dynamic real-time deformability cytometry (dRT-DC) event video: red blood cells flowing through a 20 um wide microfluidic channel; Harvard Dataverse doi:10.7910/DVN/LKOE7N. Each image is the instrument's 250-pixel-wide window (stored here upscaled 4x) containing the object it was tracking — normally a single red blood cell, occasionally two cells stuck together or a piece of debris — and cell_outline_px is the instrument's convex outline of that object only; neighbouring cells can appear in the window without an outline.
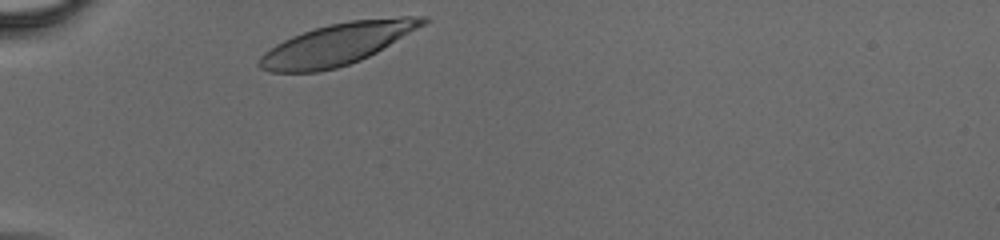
{"species": "human", "species_latin": "Homo sapiens", "temperature_condition": "cold", "stored_images_in_passage": 6, "camera_frame_rate_fps": 3000, "um_per_image_px": 0.085, "donor": {"sex": "male"}, "frame": {"image": 1, "passage_image": 1, "time_ms": 0.0, "image_size_px": [1000, 240], "cell_outline_px": [[432, 20], [376, 52], [360, 60], [336, 68], [320, 72], [268, 72], [260, 68], [256, 64], [260, 56], [264, 52], [276, 44], [292, 36], [328, 24], [348, 20], [400, 16], [428, 16]], "centroid_in_image_um": [28.66, 3.74], "position_along_channel_um": 56.3, "area_um2": 39.65}}
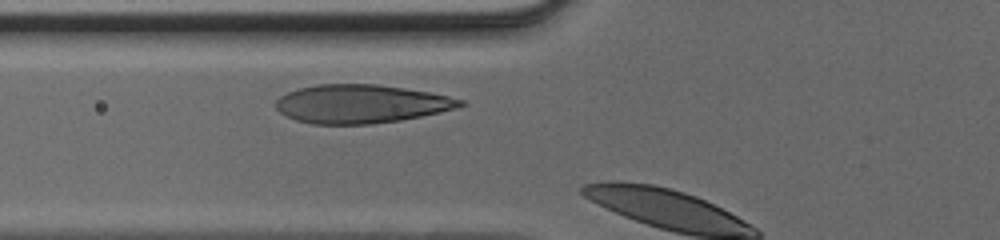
{"frame": {"image": 2, "passage_image": 5, "time_ms": 1.333, "image_size_px": [1000, 240], "cell_outline_px": [[468, 104], [460, 108], [400, 120], [372, 124], [312, 124], [296, 120], [280, 112], [276, 108], [276, 100], [280, 96], [288, 92], [300, 88], [316, 84], [376, 84], [404, 88], [428, 92], [448, 96], [464, 100]], "centroid_in_image_um": [30.72, 8.83], "position_along_channel_um": 95.1, "area_um2": 41.38}}